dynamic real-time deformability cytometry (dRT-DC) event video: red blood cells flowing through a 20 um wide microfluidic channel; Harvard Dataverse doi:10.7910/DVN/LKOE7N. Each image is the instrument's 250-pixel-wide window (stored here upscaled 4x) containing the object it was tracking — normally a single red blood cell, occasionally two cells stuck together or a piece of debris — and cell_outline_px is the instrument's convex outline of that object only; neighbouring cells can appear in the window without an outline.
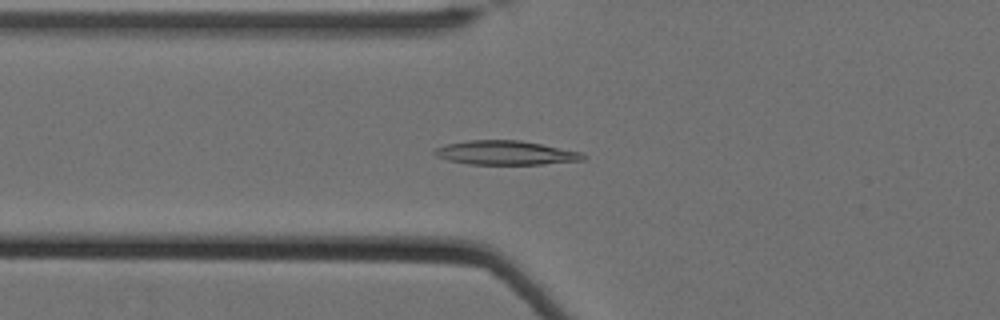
{"species": "Egyptian fruit bat (a non-hibernating species)", "species_latin": "Rousettus aegyptiacus", "temperature_condition": "cold", "stored_images_in_passage": 62, "camera_frame_rate_fps": 3000, "um_per_image_px": 0.085, "animal": {"sex": "female"}, "frame": {"image": 1, "passage_image": 26, "time_ms": 8.333, "image_size_px": [1000, 320], "cell_outline_px": [[588, 156], [584, 160], [540, 164], [472, 164], [448, 160], [436, 156], [432, 152], [436, 148], [448, 144], [468, 140], [520, 140], [584, 152]], "centroid_in_image_um": [43.03, 12.98], "position_along_channel_um": 82.8, "area_um2": 20.81}}
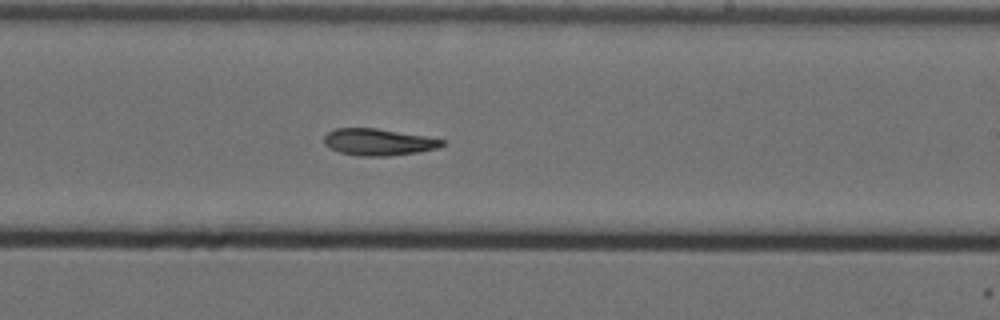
{"frame": {"image": 2, "passage_image": 41, "time_ms": 13.333, "image_size_px": [1000, 320], "cell_outline_px": [[444, 144], [440, 148], [420, 152], [388, 156], [360, 156], [340, 152], [328, 148], [324, 144], [324, 136], [328, 132], [336, 128], [376, 128], [424, 136], [444, 140]], "centroid_in_image_um": [32.15, 12.08], "position_along_channel_um": 256.8, "area_um2": 18.44}}
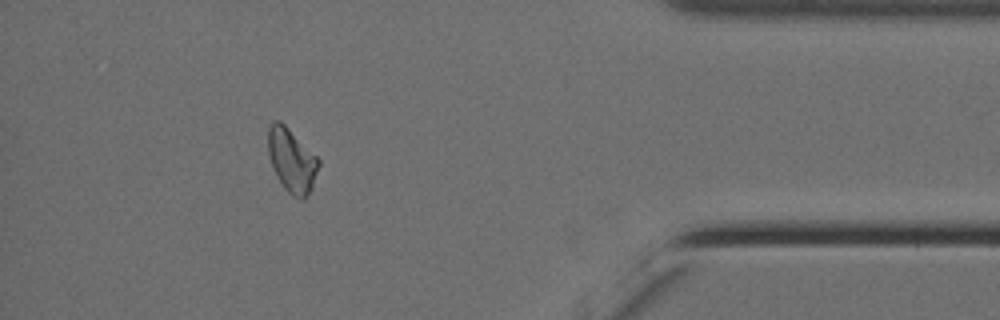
{"frame": {"image": 3, "passage_image": 57, "time_ms": 18.667, "image_size_px": [1000, 320], "cell_outline_px": [[320, 164], [312, 188], [308, 196], [304, 200], [300, 200], [292, 196], [284, 188], [276, 176], [272, 168], [268, 152], [268, 128], [272, 120], [280, 120], [320, 160]], "centroid_in_image_um": [24.79, 13.66], "position_along_channel_um": 410.4, "area_um2": 18.9}}